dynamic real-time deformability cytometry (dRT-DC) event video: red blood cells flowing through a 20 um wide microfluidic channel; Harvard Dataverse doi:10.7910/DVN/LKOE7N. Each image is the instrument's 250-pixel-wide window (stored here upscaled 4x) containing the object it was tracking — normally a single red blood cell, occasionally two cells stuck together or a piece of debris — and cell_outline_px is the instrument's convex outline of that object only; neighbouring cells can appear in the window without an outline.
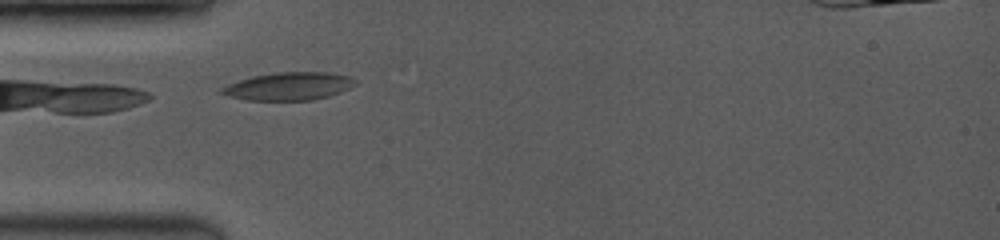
{"species": "common noctule bat (a hibernating species)", "species_latin": "Nyctalus noctula", "temperature_condition": "room temperature", "stored_images_in_passage": 4, "camera_frame_rate_fps": 3500, "um_per_image_px": 0.085, "animal": {"sex": "female", "body_mass_g": 19.0, "forearm_length_mm": 53.3}, "frame": {"image": 1, "passage_image": 3, "time_ms": 0.286, "image_size_px": [1000, 240], "cell_outline_px": [[356, 84], [340, 92], [328, 96], [312, 100], [248, 100], [228, 96], [220, 92], [220, 88], [228, 84], [252, 76], [280, 72], [328, 72], [348, 76], [356, 80]], "centroid_in_image_um": [24.54, 7.33], "position_along_channel_um": 60.5, "area_um2": 21.5}}